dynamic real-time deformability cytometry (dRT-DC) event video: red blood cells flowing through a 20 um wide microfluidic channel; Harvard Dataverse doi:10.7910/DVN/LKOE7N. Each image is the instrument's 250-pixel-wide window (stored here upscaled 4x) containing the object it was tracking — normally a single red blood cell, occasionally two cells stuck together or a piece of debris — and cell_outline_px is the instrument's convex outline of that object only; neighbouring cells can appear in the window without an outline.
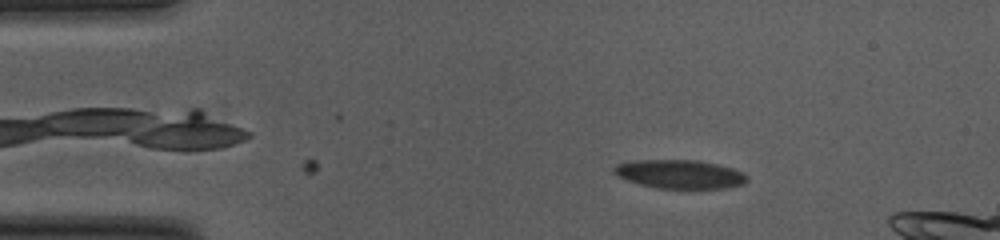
{"species": "common noctule bat (a hibernating species)", "species_latin": "Nyctalus noctula", "temperature_condition": "cold", "stored_images_in_passage": 2, "camera_frame_rate_fps": 3000, "um_per_image_px": 0.085, "animal": {"sex": "female", "body_mass_g": 23.0, "forearm_length_mm": 53.4}, "frame": {"image": 1, "passage_image": 2, "time_ms": 0.333, "image_size_px": [1000, 240], "cell_outline_px": [[748, 180], [744, 184], [724, 188], [656, 188], [640, 184], [616, 176], [612, 172], [612, 168], [616, 164], [636, 160], [696, 160], [716, 164], [732, 168], [744, 172], [748, 176]], "centroid_in_image_um": [57.77, 14.8], "position_along_channel_um": 27.2, "area_um2": 22.31}}